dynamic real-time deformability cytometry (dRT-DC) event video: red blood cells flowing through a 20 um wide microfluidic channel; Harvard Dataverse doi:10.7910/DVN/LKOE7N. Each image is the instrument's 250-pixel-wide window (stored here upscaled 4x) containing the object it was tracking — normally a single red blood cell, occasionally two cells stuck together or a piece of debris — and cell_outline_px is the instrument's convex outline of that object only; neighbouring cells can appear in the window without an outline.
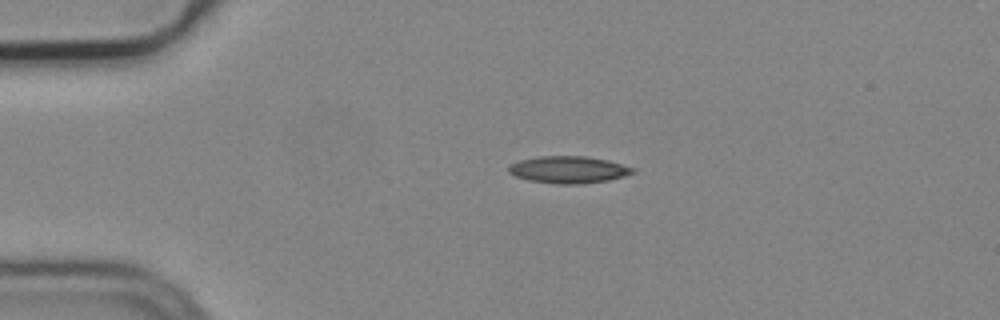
{"species": "common noctule bat (a hibernating species)", "species_latin": "Nyctalus noctula", "temperature_condition": "cold", "stored_images_in_passage": 3, "camera_frame_rate_fps": 3000, "um_per_image_px": 0.085, "animal": {"sex": "male", "body_mass_g": 19.2, "forearm_length_mm": 51.8}, "frame": {"image": 1, "passage_image": 2, "time_ms": 0.333, "image_size_px": [1000, 320], "cell_outline_px": [[636, 172], [624, 176], [608, 180], [584, 184], [556, 184], [528, 180], [516, 176], [508, 172], [508, 164], [520, 160], [540, 156], [588, 156], [608, 160], [636, 168]], "centroid_in_image_um": [48.34, 14.42], "position_along_channel_um": 36.7, "area_um2": 19.77}}